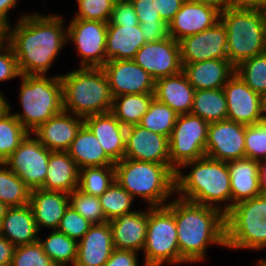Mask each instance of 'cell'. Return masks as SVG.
<instances>
[{"mask_svg":"<svg viewBox=\"0 0 266 266\" xmlns=\"http://www.w3.org/2000/svg\"><path fill=\"white\" fill-rule=\"evenodd\" d=\"M9 207L6 205V204H4V203H2L1 201H0V226H1V224H2V221H3V218L5 217V215H6V212H7V209H8Z\"/></svg>","mask_w":266,"mask_h":266,"instance_id":"cell-58","label":"cell"},{"mask_svg":"<svg viewBox=\"0 0 266 266\" xmlns=\"http://www.w3.org/2000/svg\"><path fill=\"white\" fill-rule=\"evenodd\" d=\"M220 12L214 6L196 0H185L168 25L169 36L179 42L187 36L211 28L220 21Z\"/></svg>","mask_w":266,"mask_h":266,"instance_id":"cell-19","label":"cell"},{"mask_svg":"<svg viewBox=\"0 0 266 266\" xmlns=\"http://www.w3.org/2000/svg\"><path fill=\"white\" fill-rule=\"evenodd\" d=\"M29 205L39 231L41 230L40 227L57 230L67 207L70 205L69 194L41 188L33 189L30 193Z\"/></svg>","mask_w":266,"mask_h":266,"instance_id":"cell-25","label":"cell"},{"mask_svg":"<svg viewBox=\"0 0 266 266\" xmlns=\"http://www.w3.org/2000/svg\"><path fill=\"white\" fill-rule=\"evenodd\" d=\"M259 181H260V189L263 195H266V158L262 161L259 160Z\"/></svg>","mask_w":266,"mask_h":266,"instance_id":"cell-55","label":"cell"},{"mask_svg":"<svg viewBox=\"0 0 266 266\" xmlns=\"http://www.w3.org/2000/svg\"><path fill=\"white\" fill-rule=\"evenodd\" d=\"M7 110L0 115V162H5L29 134L25 127Z\"/></svg>","mask_w":266,"mask_h":266,"instance_id":"cell-36","label":"cell"},{"mask_svg":"<svg viewBox=\"0 0 266 266\" xmlns=\"http://www.w3.org/2000/svg\"><path fill=\"white\" fill-rule=\"evenodd\" d=\"M79 168L67 152L52 151L48 160V172L43 185L47 191L70 194L77 189Z\"/></svg>","mask_w":266,"mask_h":266,"instance_id":"cell-30","label":"cell"},{"mask_svg":"<svg viewBox=\"0 0 266 266\" xmlns=\"http://www.w3.org/2000/svg\"><path fill=\"white\" fill-rule=\"evenodd\" d=\"M11 266H56L45 254L39 241L17 246L13 252Z\"/></svg>","mask_w":266,"mask_h":266,"instance_id":"cell-43","label":"cell"},{"mask_svg":"<svg viewBox=\"0 0 266 266\" xmlns=\"http://www.w3.org/2000/svg\"><path fill=\"white\" fill-rule=\"evenodd\" d=\"M124 158L170 165L169 138L140 125L126 129Z\"/></svg>","mask_w":266,"mask_h":266,"instance_id":"cell-18","label":"cell"},{"mask_svg":"<svg viewBox=\"0 0 266 266\" xmlns=\"http://www.w3.org/2000/svg\"><path fill=\"white\" fill-rule=\"evenodd\" d=\"M227 31L228 60L242 61L266 52V15L262 8L233 6L220 12Z\"/></svg>","mask_w":266,"mask_h":266,"instance_id":"cell-6","label":"cell"},{"mask_svg":"<svg viewBox=\"0 0 266 266\" xmlns=\"http://www.w3.org/2000/svg\"><path fill=\"white\" fill-rule=\"evenodd\" d=\"M245 157L257 161L266 158V118L246 125Z\"/></svg>","mask_w":266,"mask_h":266,"instance_id":"cell-42","label":"cell"},{"mask_svg":"<svg viewBox=\"0 0 266 266\" xmlns=\"http://www.w3.org/2000/svg\"><path fill=\"white\" fill-rule=\"evenodd\" d=\"M195 89L183 71L155 81V98L178 115L189 114L193 108Z\"/></svg>","mask_w":266,"mask_h":266,"instance_id":"cell-26","label":"cell"},{"mask_svg":"<svg viewBox=\"0 0 266 266\" xmlns=\"http://www.w3.org/2000/svg\"><path fill=\"white\" fill-rule=\"evenodd\" d=\"M166 206L174 214L180 256L186 262L203 261L209 244L226 247L225 214L222 211L178 197Z\"/></svg>","mask_w":266,"mask_h":266,"instance_id":"cell-2","label":"cell"},{"mask_svg":"<svg viewBox=\"0 0 266 266\" xmlns=\"http://www.w3.org/2000/svg\"><path fill=\"white\" fill-rule=\"evenodd\" d=\"M15 246L0 235V266H11Z\"/></svg>","mask_w":266,"mask_h":266,"instance_id":"cell-52","label":"cell"},{"mask_svg":"<svg viewBox=\"0 0 266 266\" xmlns=\"http://www.w3.org/2000/svg\"><path fill=\"white\" fill-rule=\"evenodd\" d=\"M203 4L211 5L217 8L219 11L228 9L229 7L236 6V0H196Z\"/></svg>","mask_w":266,"mask_h":266,"instance_id":"cell-54","label":"cell"},{"mask_svg":"<svg viewBox=\"0 0 266 266\" xmlns=\"http://www.w3.org/2000/svg\"><path fill=\"white\" fill-rule=\"evenodd\" d=\"M19 98L23 112L15 118L32 133L51 117L63 111L61 77L22 75Z\"/></svg>","mask_w":266,"mask_h":266,"instance_id":"cell-7","label":"cell"},{"mask_svg":"<svg viewBox=\"0 0 266 266\" xmlns=\"http://www.w3.org/2000/svg\"><path fill=\"white\" fill-rule=\"evenodd\" d=\"M115 181V166L84 167L79 169L77 189L99 197Z\"/></svg>","mask_w":266,"mask_h":266,"instance_id":"cell-37","label":"cell"},{"mask_svg":"<svg viewBox=\"0 0 266 266\" xmlns=\"http://www.w3.org/2000/svg\"><path fill=\"white\" fill-rule=\"evenodd\" d=\"M182 65V71L195 91L221 89L235 74V66L228 59H212Z\"/></svg>","mask_w":266,"mask_h":266,"instance_id":"cell-24","label":"cell"},{"mask_svg":"<svg viewBox=\"0 0 266 266\" xmlns=\"http://www.w3.org/2000/svg\"><path fill=\"white\" fill-rule=\"evenodd\" d=\"M227 120L252 125L266 118L264 97L254 92L236 73L223 86Z\"/></svg>","mask_w":266,"mask_h":266,"instance_id":"cell-13","label":"cell"},{"mask_svg":"<svg viewBox=\"0 0 266 266\" xmlns=\"http://www.w3.org/2000/svg\"><path fill=\"white\" fill-rule=\"evenodd\" d=\"M264 108H265V113H266V95L264 96Z\"/></svg>","mask_w":266,"mask_h":266,"instance_id":"cell-61","label":"cell"},{"mask_svg":"<svg viewBox=\"0 0 266 266\" xmlns=\"http://www.w3.org/2000/svg\"><path fill=\"white\" fill-rule=\"evenodd\" d=\"M133 197L115 180L111 186L99 196L106 220L109 222L124 213L131 212Z\"/></svg>","mask_w":266,"mask_h":266,"instance_id":"cell-40","label":"cell"},{"mask_svg":"<svg viewBox=\"0 0 266 266\" xmlns=\"http://www.w3.org/2000/svg\"><path fill=\"white\" fill-rule=\"evenodd\" d=\"M30 193L28 186L4 162H0V201L8 207L25 206L29 204Z\"/></svg>","mask_w":266,"mask_h":266,"instance_id":"cell-35","label":"cell"},{"mask_svg":"<svg viewBox=\"0 0 266 266\" xmlns=\"http://www.w3.org/2000/svg\"><path fill=\"white\" fill-rule=\"evenodd\" d=\"M39 232L30 205L9 207L0 226V235L15 247L37 242Z\"/></svg>","mask_w":266,"mask_h":266,"instance_id":"cell-28","label":"cell"},{"mask_svg":"<svg viewBox=\"0 0 266 266\" xmlns=\"http://www.w3.org/2000/svg\"><path fill=\"white\" fill-rule=\"evenodd\" d=\"M29 133L4 162L30 190L40 188L48 172L50 151Z\"/></svg>","mask_w":266,"mask_h":266,"instance_id":"cell-11","label":"cell"},{"mask_svg":"<svg viewBox=\"0 0 266 266\" xmlns=\"http://www.w3.org/2000/svg\"><path fill=\"white\" fill-rule=\"evenodd\" d=\"M246 125L230 120L211 122L208 127L205 156L230 162L245 158Z\"/></svg>","mask_w":266,"mask_h":266,"instance_id":"cell-14","label":"cell"},{"mask_svg":"<svg viewBox=\"0 0 266 266\" xmlns=\"http://www.w3.org/2000/svg\"><path fill=\"white\" fill-rule=\"evenodd\" d=\"M263 11H264V14L266 15V4L263 6Z\"/></svg>","mask_w":266,"mask_h":266,"instance_id":"cell-62","label":"cell"},{"mask_svg":"<svg viewBox=\"0 0 266 266\" xmlns=\"http://www.w3.org/2000/svg\"><path fill=\"white\" fill-rule=\"evenodd\" d=\"M226 247L256 249L266 247V195L235 204L225 215Z\"/></svg>","mask_w":266,"mask_h":266,"instance_id":"cell-8","label":"cell"},{"mask_svg":"<svg viewBox=\"0 0 266 266\" xmlns=\"http://www.w3.org/2000/svg\"><path fill=\"white\" fill-rule=\"evenodd\" d=\"M184 1L185 0H155V6L161 19L169 25L175 14L180 10Z\"/></svg>","mask_w":266,"mask_h":266,"instance_id":"cell-51","label":"cell"},{"mask_svg":"<svg viewBox=\"0 0 266 266\" xmlns=\"http://www.w3.org/2000/svg\"><path fill=\"white\" fill-rule=\"evenodd\" d=\"M60 77L63 111L84 119L112 110L114 98L102 68L79 67Z\"/></svg>","mask_w":266,"mask_h":266,"instance_id":"cell-4","label":"cell"},{"mask_svg":"<svg viewBox=\"0 0 266 266\" xmlns=\"http://www.w3.org/2000/svg\"><path fill=\"white\" fill-rule=\"evenodd\" d=\"M92 225V223L78 214L74 208L69 205L57 230L67 235L69 238L80 241Z\"/></svg>","mask_w":266,"mask_h":266,"instance_id":"cell-45","label":"cell"},{"mask_svg":"<svg viewBox=\"0 0 266 266\" xmlns=\"http://www.w3.org/2000/svg\"><path fill=\"white\" fill-rule=\"evenodd\" d=\"M108 25H139L131 0H115Z\"/></svg>","mask_w":266,"mask_h":266,"instance_id":"cell-46","label":"cell"},{"mask_svg":"<svg viewBox=\"0 0 266 266\" xmlns=\"http://www.w3.org/2000/svg\"><path fill=\"white\" fill-rule=\"evenodd\" d=\"M156 81L182 71L179 42L167 37L156 42L145 43L133 59Z\"/></svg>","mask_w":266,"mask_h":266,"instance_id":"cell-15","label":"cell"},{"mask_svg":"<svg viewBox=\"0 0 266 266\" xmlns=\"http://www.w3.org/2000/svg\"><path fill=\"white\" fill-rule=\"evenodd\" d=\"M257 266H266V260H264V259L259 260Z\"/></svg>","mask_w":266,"mask_h":266,"instance_id":"cell-60","label":"cell"},{"mask_svg":"<svg viewBox=\"0 0 266 266\" xmlns=\"http://www.w3.org/2000/svg\"><path fill=\"white\" fill-rule=\"evenodd\" d=\"M17 2L18 0H0V21L6 26L10 25L7 13L11 8H16Z\"/></svg>","mask_w":266,"mask_h":266,"instance_id":"cell-53","label":"cell"},{"mask_svg":"<svg viewBox=\"0 0 266 266\" xmlns=\"http://www.w3.org/2000/svg\"><path fill=\"white\" fill-rule=\"evenodd\" d=\"M227 31L220 20L213 27L179 41L182 63L228 59Z\"/></svg>","mask_w":266,"mask_h":266,"instance_id":"cell-17","label":"cell"},{"mask_svg":"<svg viewBox=\"0 0 266 266\" xmlns=\"http://www.w3.org/2000/svg\"><path fill=\"white\" fill-rule=\"evenodd\" d=\"M230 173L232 207L261 193L259 163L251 158H241L227 163Z\"/></svg>","mask_w":266,"mask_h":266,"instance_id":"cell-27","label":"cell"},{"mask_svg":"<svg viewBox=\"0 0 266 266\" xmlns=\"http://www.w3.org/2000/svg\"><path fill=\"white\" fill-rule=\"evenodd\" d=\"M209 124L191 113L178 115L169 138L170 167L175 172L184 163L205 156Z\"/></svg>","mask_w":266,"mask_h":266,"instance_id":"cell-10","label":"cell"},{"mask_svg":"<svg viewBox=\"0 0 266 266\" xmlns=\"http://www.w3.org/2000/svg\"><path fill=\"white\" fill-rule=\"evenodd\" d=\"M143 250L144 266H161L164 261L171 265L186 264L180 256L174 214L166 205L148 209V226Z\"/></svg>","mask_w":266,"mask_h":266,"instance_id":"cell-9","label":"cell"},{"mask_svg":"<svg viewBox=\"0 0 266 266\" xmlns=\"http://www.w3.org/2000/svg\"><path fill=\"white\" fill-rule=\"evenodd\" d=\"M102 70L107 77L113 98L155 91V80L133 59L109 60Z\"/></svg>","mask_w":266,"mask_h":266,"instance_id":"cell-16","label":"cell"},{"mask_svg":"<svg viewBox=\"0 0 266 266\" xmlns=\"http://www.w3.org/2000/svg\"><path fill=\"white\" fill-rule=\"evenodd\" d=\"M63 23L58 15L31 14L22 15L14 29L10 25L6 27V42L13 50L22 75L47 73L68 41Z\"/></svg>","mask_w":266,"mask_h":266,"instance_id":"cell-1","label":"cell"},{"mask_svg":"<svg viewBox=\"0 0 266 266\" xmlns=\"http://www.w3.org/2000/svg\"><path fill=\"white\" fill-rule=\"evenodd\" d=\"M114 249L109 222L93 224L78 241L77 259L74 266H103Z\"/></svg>","mask_w":266,"mask_h":266,"instance_id":"cell-23","label":"cell"},{"mask_svg":"<svg viewBox=\"0 0 266 266\" xmlns=\"http://www.w3.org/2000/svg\"><path fill=\"white\" fill-rule=\"evenodd\" d=\"M266 0H236V6L263 8Z\"/></svg>","mask_w":266,"mask_h":266,"instance_id":"cell-56","label":"cell"},{"mask_svg":"<svg viewBox=\"0 0 266 266\" xmlns=\"http://www.w3.org/2000/svg\"><path fill=\"white\" fill-rule=\"evenodd\" d=\"M134 5L135 13L140 23H155L162 20L156 9L155 0H131Z\"/></svg>","mask_w":266,"mask_h":266,"instance_id":"cell-48","label":"cell"},{"mask_svg":"<svg viewBox=\"0 0 266 266\" xmlns=\"http://www.w3.org/2000/svg\"><path fill=\"white\" fill-rule=\"evenodd\" d=\"M77 3L79 11L74 18L108 23L115 0H77Z\"/></svg>","mask_w":266,"mask_h":266,"instance_id":"cell-44","label":"cell"},{"mask_svg":"<svg viewBox=\"0 0 266 266\" xmlns=\"http://www.w3.org/2000/svg\"><path fill=\"white\" fill-rule=\"evenodd\" d=\"M70 205L74 210L92 224L108 222L105 218L99 197L75 189L69 194Z\"/></svg>","mask_w":266,"mask_h":266,"instance_id":"cell-41","label":"cell"},{"mask_svg":"<svg viewBox=\"0 0 266 266\" xmlns=\"http://www.w3.org/2000/svg\"><path fill=\"white\" fill-rule=\"evenodd\" d=\"M154 98V93L119 95L113 99L111 112L125 127L138 125Z\"/></svg>","mask_w":266,"mask_h":266,"instance_id":"cell-32","label":"cell"},{"mask_svg":"<svg viewBox=\"0 0 266 266\" xmlns=\"http://www.w3.org/2000/svg\"><path fill=\"white\" fill-rule=\"evenodd\" d=\"M51 231L45 240L41 238L38 240L45 254L56 266H68V262L74 266L77 259L78 241L58 230Z\"/></svg>","mask_w":266,"mask_h":266,"instance_id":"cell-34","label":"cell"},{"mask_svg":"<svg viewBox=\"0 0 266 266\" xmlns=\"http://www.w3.org/2000/svg\"><path fill=\"white\" fill-rule=\"evenodd\" d=\"M115 180L133 197L149 207L165 206L175 192V171L170 165L123 158L116 162ZM166 202V203H165Z\"/></svg>","mask_w":266,"mask_h":266,"instance_id":"cell-5","label":"cell"},{"mask_svg":"<svg viewBox=\"0 0 266 266\" xmlns=\"http://www.w3.org/2000/svg\"><path fill=\"white\" fill-rule=\"evenodd\" d=\"M5 44L0 46V82L22 76L11 46L7 42Z\"/></svg>","mask_w":266,"mask_h":266,"instance_id":"cell-47","label":"cell"},{"mask_svg":"<svg viewBox=\"0 0 266 266\" xmlns=\"http://www.w3.org/2000/svg\"><path fill=\"white\" fill-rule=\"evenodd\" d=\"M235 73L261 96L266 95V52L242 61Z\"/></svg>","mask_w":266,"mask_h":266,"instance_id":"cell-39","label":"cell"},{"mask_svg":"<svg viewBox=\"0 0 266 266\" xmlns=\"http://www.w3.org/2000/svg\"><path fill=\"white\" fill-rule=\"evenodd\" d=\"M115 249L139 252L145 245L148 212L131 211L109 221Z\"/></svg>","mask_w":266,"mask_h":266,"instance_id":"cell-22","label":"cell"},{"mask_svg":"<svg viewBox=\"0 0 266 266\" xmlns=\"http://www.w3.org/2000/svg\"><path fill=\"white\" fill-rule=\"evenodd\" d=\"M75 161L77 167H102L114 166V162L105 154L99 141L83 124L70 147L66 151Z\"/></svg>","mask_w":266,"mask_h":266,"instance_id":"cell-31","label":"cell"},{"mask_svg":"<svg viewBox=\"0 0 266 266\" xmlns=\"http://www.w3.org/2000/svg\"><path fill=\"white\" fill-rule=\"evenodd\" d=\"M186 166L193 167L188 174L183 175L180 170L175 172V192L180 193L178 198L216 208L226 215L232 209L230 173L227 162L204 156L184 163L181 168ZM226 201H231V203L223 207L214 204Z\"/></svg>","mask_w":266,"mask_h":266,"instance_id":"cell-3","label":"cell"},{"mask_svg":"<svg viewBox=\"0 0 266 266\" xmlns=\"http://www.w3.org/2000/svg\"><path fill=\"white\" fill-rule=\"evenodd\" d=\"M137 252L114 249L103 266H138Z\"/></svg>","mask_w":266,"mask_h":266,"instance_id":"cell-50","label":"cell"},{"mask_svg":"<svg viewBox=\"0 0 266 266\" xmlns=\"http://www.w3.org/2000/svg\"><path fill=\"white\" fill-rule=\"evenodd\" d=\"M178 114L168 105L154 98L149 110L138 125L154 133L170 138Z\"/></svg>","mask_w":266,"mask_h":266,"instance_id":"cell-38","label":"cell"},{"mask_svg":"<svg viewBox=\"0 0 266 266\" xmlns=\"http://www.w3.org/2000/svg\"><path fill=\"white\" fill-rule=\"evenodd\" d=\"M6 25L0 21V46L6 42Z\"/></svg>","mask_w":266,"mask_h":266,"instance_id":"cell-57","label":"cell"},{"mask_svg":"<svg viewBox=\"0 0 266 266\" xmlns=\"http://www.w3.org/2000/svg\"><path fill=\"white\" fill-rule=\"evenodd\" d=\"M7 101L5 100V97L0 92V115L7 110Z\"/></svg>","mask_w":266,"mask_h":266,"instance_id":"cell-59","label":"cell"},{"mask_svg":"<svg viewBox=\"0 0 266 266\" xmlns=\"http://www.w3.org/2000/svg\"><path fill=\"white\" fill-rule=\"evenodd\" d=\"M139 25L146 43L169 37V26L163 20H157L155 23H140Z\"/></svg>","mask_w":266,"mask_h":266,"instance_id":"cell-49","label":"cell"},{"mask_svg":"<svg viewBox=\"0 0 266 266\" xmlns=\"http://www.w3.org/2000/svg\"><path fill=\"white\" fill-rule=\"evenodd\" d=\"M84 124L114 163L124 158L127 127L123 126L111 111L88 116L84 118Z\"/></svg>","mask_w":266,"mask_h":266,"instance_id":"cell-20","label":"cell"},{"mask_svg":"<svg viewBox=\"0 0 266 266\" xmlns=\"http://www.w3.org/2000/svg\"><path fill=\"white\" fill-rule=\"evenodd\" d=\"M108 23L73 18L67 27V39L72 40L81 57V66L102 68L106 63Z\"/></svg>","mask_w":266,"mask_h":266,"instance_id":"cell-12","label":"cell"},{"mask_svg":"<svg viewBox=\"0 0 266 266\" xmlns=\"http://www.w3.org/2000/svg\"><path fill=\"white\" fill-rule=\"evenodd\" d=\"M146 43L140 25H108L106 36V62L134 59L136 52Z\"/></svg>","mask_w":266,"mask_h":266,"instance_id":"cell-29","label":"cell"},{"mask_svg":"<svg viewBox=\"0 0 266 266\" xmlns=\"http://www.w3.org/2000/svg\"><path fill=\"white\" fill-rule=\"evenodd\" d=\"M191 114L209 123L227 120V104L223 88L195 91Z\"/></svg>","mask_w":266,"mask_h":266,"instance_id":"cell-33","label":"cell"},{"mask_svg":"<svg viewBox=\"0 0 266 266\" xmlns=\"http://www.w3.org/2000/svg\"><path fill=\"white\" fill-rule=\"evenodd\" d=\"M75 116L62 111L40 125L31 134H35L39 142L50 151L66 152L84 124L83 118Z\"/></svg>","mask_w":266,"mask_h":266,"instance_id":"cell-21","label":"cell"}]
</instances>
